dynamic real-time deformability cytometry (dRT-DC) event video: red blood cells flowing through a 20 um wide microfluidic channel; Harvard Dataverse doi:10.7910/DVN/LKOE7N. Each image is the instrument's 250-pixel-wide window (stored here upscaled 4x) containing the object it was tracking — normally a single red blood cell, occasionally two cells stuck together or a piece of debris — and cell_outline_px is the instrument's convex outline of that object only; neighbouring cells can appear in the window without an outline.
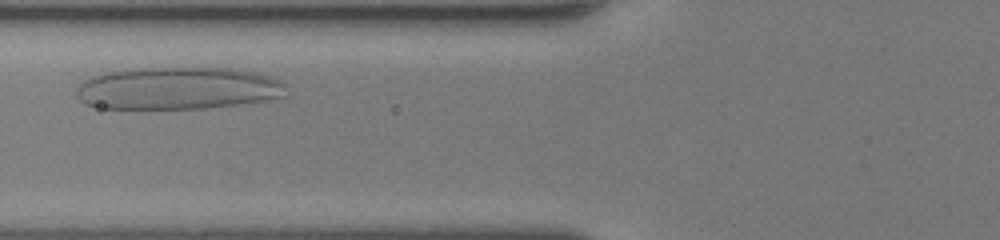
{"species": "human", "species_latin": "Homo sapiens", "temperature_condition": "room temperature", "stored_images_in_passage": 27, "camera_frame_rate_fps": 3000, "um_per_image_px": 0.085, "donor": {"sex": "female"}, "frame": {"image": 1, "passage_image": 6, "time_ms": 1.667, "image_size_px": [1000, 240], "cell_outline_px": [[288, 96], [268, 100], [204, 108], [100, 108], [84, 104], [76, 96], [76, 84], [92, 76], [104, 72], [132, 68], [236, 68], [268, 76], [280, 80], [284, 84]], "centroid_in_image_um": [15.08, 7.5], "position_along_channel_um": 110.7, "area_um2": 52.14}}
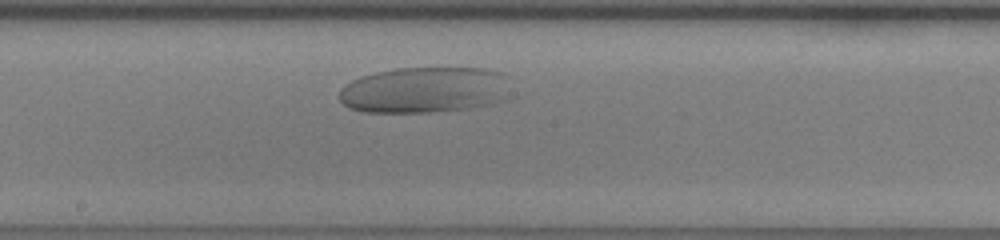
{"frame": {"image": 2, "passage_image": 14, "time_ms": 4.333, "image_size_px": [1000, 240], "cell_outline_px": [[508, 100], [496, 104], [468, 108], [428, 112], [364, 112], [348, 108], [340, 100], [340, 88], [344, 84], [360, 76], [376, 72], [396, 68], [484, 68], [504, 72]], "centroid_in_image_um": [36.09, 7.64], "position_along_channel_um": 212.1, "area_um2": 46.36}}
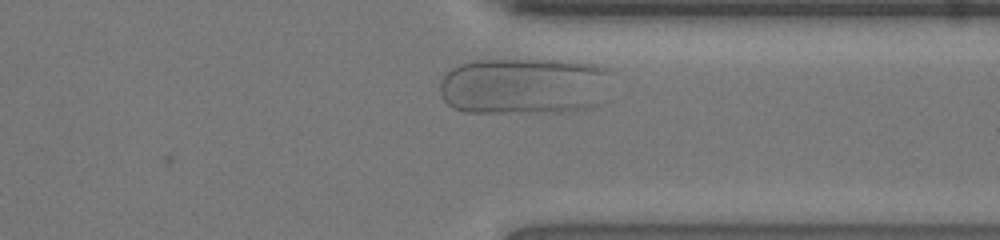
{"frame": {"image": 3, "passage_image": 26, "time_ms": 8.333, "image_size_px": [1000, 240], "cell_outline_px": [[612, 72], [604, 100], [600, 108], [564, 112], [464, 112], [452, 108], [440, 96], [440, 80], [452, 68], [460, 64], [476, 60], [564, 60], [592, 64], [608, 68]], "centroid_in_image_um": [44.63, 7.33], "position_along_channel_um": 366.8, "area_um2": 58.15}}